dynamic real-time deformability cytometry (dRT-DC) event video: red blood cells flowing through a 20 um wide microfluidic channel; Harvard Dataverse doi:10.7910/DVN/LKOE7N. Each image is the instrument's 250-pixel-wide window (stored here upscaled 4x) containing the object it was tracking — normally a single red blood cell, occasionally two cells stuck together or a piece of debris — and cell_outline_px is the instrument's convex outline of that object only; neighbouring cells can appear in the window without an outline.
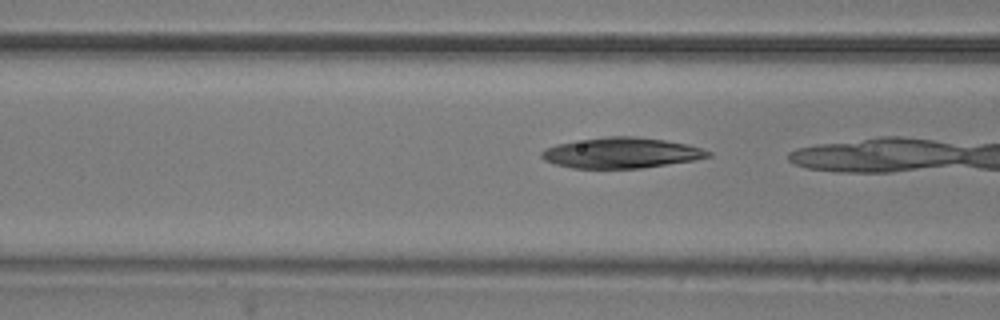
{"species": "common noctule bat (a hibernating species)", "species_latin": "Nyctalus noctula", "temperature_condition": "room temperature", "stored_images_in_passage": 10, "camera_frame_rate_fps": 3000, "um_per_image_px": 0.085, "animal": {"sex": "male", "body_mass_g": 20.5, "forearm_length_mm": 52.5}, "frame": {"image": 1, "passage_image": 9, "time_ms": 2.667, "image_size_px": [1000, 320], "cell_outline_px": [[712, 156], [696, 160], [640, 168], [572, 168], [556, 164], [544, 160], [540, 156], [540, 152], [544, 148], [556, 144], [608, 136], [636, 136], [664, 140], [688, 144], [712, 152]], "centroid_in_image_um": [52.82, 12.99], "position_along_channel_um": 113.8, "area_um2": 29.65}}